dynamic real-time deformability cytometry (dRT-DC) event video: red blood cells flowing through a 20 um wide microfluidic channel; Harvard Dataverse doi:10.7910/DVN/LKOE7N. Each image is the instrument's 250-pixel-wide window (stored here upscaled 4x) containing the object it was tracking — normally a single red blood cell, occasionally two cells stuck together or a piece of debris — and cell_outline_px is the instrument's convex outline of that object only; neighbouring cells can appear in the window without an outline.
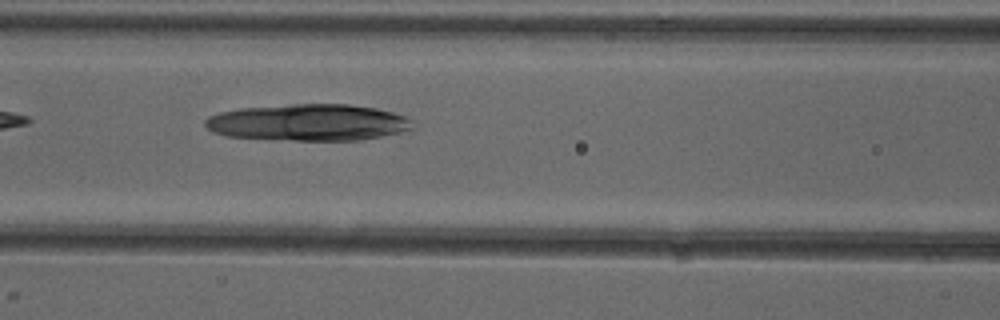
{"species": "common noctule bat (a hibernating species)", "species_latin": "Nyctalus noctula", "temperature_condition": "cold", "stored_images_in_passage": 6, "camera_frame_rate_fps": 3000, "um_per_image_px": 0.085, "animal": {"sex": "female"}, "frame": {"image": 1, "passage_image": 6, "time_ms": 6.0, "image_size_px": [1000, 320], "cell_outline_px": [[412, 128], [380, 136], [356, 140], [292, 140], [224, 136], [212, 132], [204, 124], [204, 120], [208, 116], [220, 112], [240, 108], [292, 104], [348, 104], [376, 108], [392, 112], [404, 116], [408, 120]], "centroid_in_image_um": [26.11, 10.4], "position_along_channel_um": 140.5, "area_um2": 43.87}}